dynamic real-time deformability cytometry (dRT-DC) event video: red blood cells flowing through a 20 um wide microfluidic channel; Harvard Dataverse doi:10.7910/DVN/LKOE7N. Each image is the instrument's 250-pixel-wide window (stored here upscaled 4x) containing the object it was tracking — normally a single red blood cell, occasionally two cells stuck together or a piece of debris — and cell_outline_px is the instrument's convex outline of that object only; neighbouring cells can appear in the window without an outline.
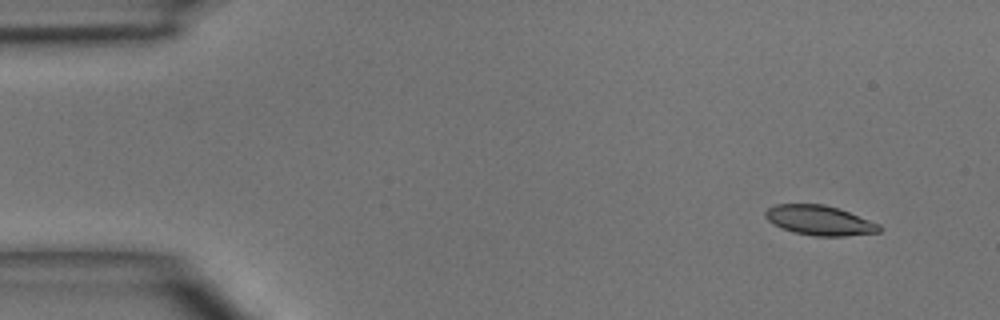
{"species": "common noctule bat (a hibernating species)", "species_latin": "Nyctalus noctula", "temperature_condition": "room temperature", "stored_images_in_passage": 5, "camera_frame_rate_fps": 3000, "um_per_image_px": 0.085, "animal": {"sex": "male", "body_mass_g": 15.6}, "frame": {"image": 1, "passage_image": 1, "time_ms": 0.0, "image_size_px": [1000, 320], "cell_outline_px": [[884, 228], [880, 232], [844, 236], [816, 236], [796, 232], [780, 228], [768, 220], [764, 216], [764, 212], [768, 208], [776, 204], [824, 204], [848, 212], [880, 224]], "centroid_in_image_um": [69.66, 18.73], "position_along_channel_um": 15.3, "area_um2": 19.65}}